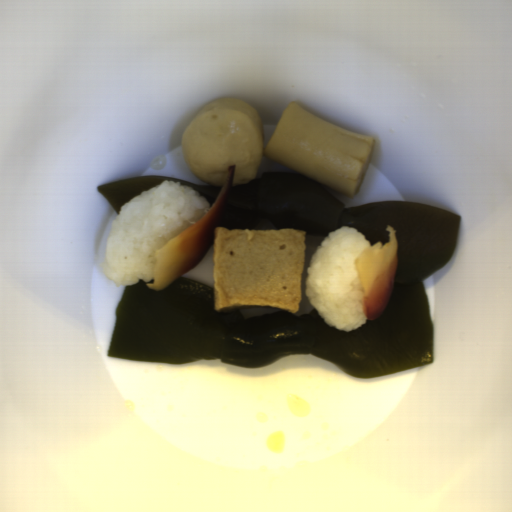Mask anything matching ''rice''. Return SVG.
<instances>
[{
	"instance_id": "rice-2",
	"label": "rice",
	"mask_w": 512,
	"mask_h": 512,
	"mask_svg": "<svg viewBox=\"0 0 512 512\" xmlns=\"http://www.w3.org/2000/svg\"><path fill=\"white\" fill-rule=\"evenodd\" d=\"M370 245L364 235L344 226L327 234L312 255L305 293L329 327L354 331L367 322L356 261Z\"/></svg>"
},
{
	"instance_id": "rice-1",
	"label": "rice",
	"mask_w": 512,
	"mask_h": 512,
	"mask_svg": "<svg viewBox=\"0 0 512 512\" xmlns=\"http://www.w3.org/2000/svg\"><path fill=\"white\" fill-rule=\"evenodd\" d=\"M210 210L207 198L180 182L164 181L132 197L109 226L102 267L118 285L154 278V253Z\"/></svg>"
}]
</instances>
